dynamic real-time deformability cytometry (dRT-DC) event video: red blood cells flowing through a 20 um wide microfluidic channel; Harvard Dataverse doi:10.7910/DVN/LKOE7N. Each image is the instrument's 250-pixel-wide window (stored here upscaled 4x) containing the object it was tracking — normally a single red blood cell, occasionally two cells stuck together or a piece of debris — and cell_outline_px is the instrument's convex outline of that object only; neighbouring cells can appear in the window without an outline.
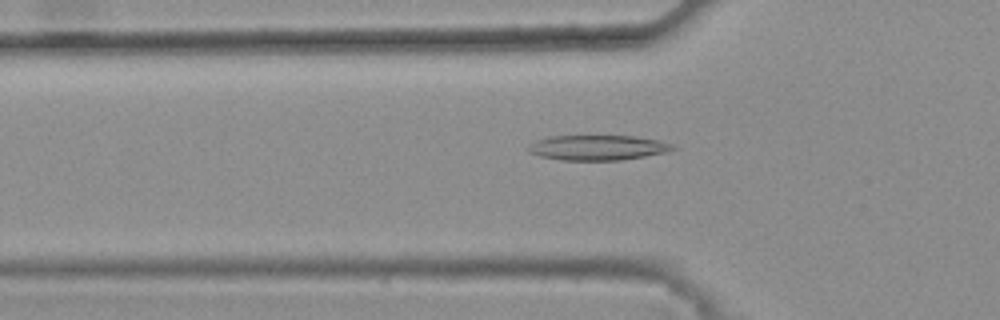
{"species": "common noctule bat (a hibernating species)", "species_latin": "Nyctalus noctula", "temperature_condition": "warm", "stored_images_in_passage": 41, "camera_frame_rate_fps": 3000, "um_per_image_px": 0.085, "animal": {"sex": "female", "body_mass_g": 25.1}, "frame": {"image": 1, "passage_image": 11, "time_ms": 3.333, "image_size_px": [1000, 320], "cell_outline_px": [[676, 148], [664, 152], [644, 156], [620, 160], [560, 160], [540, 156], [528, 152], [528, 144], [536, 140], [548, 136], [636, 136], [656, 140], [672, 144]], "centroid_in_image_um": [50.73, 12.54], "position_along_channel_um": 75.1, "area_um2": 20.98}}
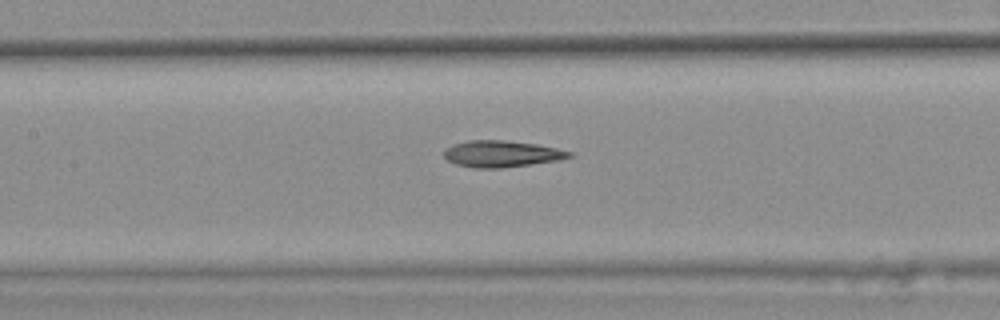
{"frame": {"image": 2, "passage_image": 18, "time_ms": 5.667, "image_size_px": [1000, 320], "cell_outline_px": [[576, 156], [560, 160], [532, 164], [500, 168], [472, 168], [456, 164], [448, 160], [444, 156], [444, 148], [452, 144], [468, 140], [504, 140], [536, 144], [556, 148], [572, 152]], "centroid_in_image_um": [42.64, 13.07], "position_along_channel_um": 164.8, "area_um2": 19.54}}
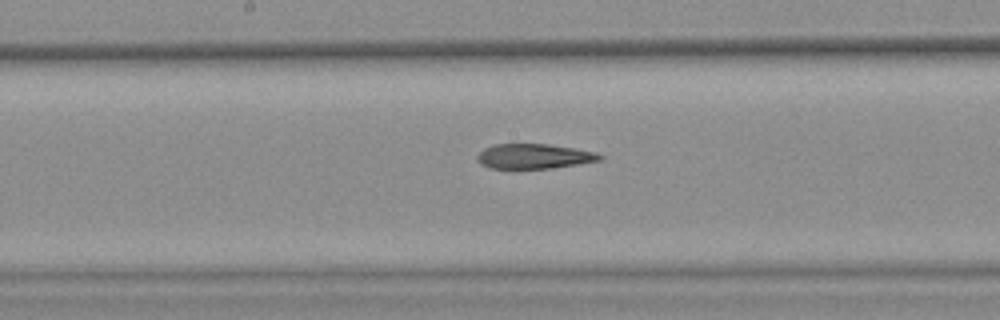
{"frame": {"image": 3, "passage_image": 21, "time_ms": 6.667, "image_size_px": [1000, 320], "cell_outline_px": [[604, 160], [548, 168], [492, 168], [480, 164], [476, 156], [484, 148], [492, 144], [548, 144], [576, 148], [596, 152], [604, 156]], "centroid_in_image_um": [45.41, 13.27], "position_along_channel_um": 202.8, "area_um2": 17.74}, "authors_computed_cell_mechanics": {"area_um2": 19.0162, "velocity_mm_per_s": 3.8225, "shape_relaxation_time_tau1_ms": null, "shape_relaxation_time_tau2_ms": 4.0024, "deformation_change_tau1": null, "deformation_change_tau2": 0.128}}